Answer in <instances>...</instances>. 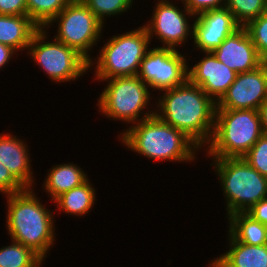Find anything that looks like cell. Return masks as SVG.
<instances>
[{
	"label": "cell",
	"instance_id": "obj_2",
	"mask_svg": "<svg viewBox=\"0 0 267 267\" xmlns=\"http://www.w3.org/2000/svg\"><path fill=\"white\" fill-rule=\"evenodd\" d=\"M133 152L155 161L192 162L201 149L183 131L161 120L156 114L130 125L119 137Z\"/></svg>",
	"mask_w": 267,
	"mask_h": 267
},
{
	"label": "cell",
	"instance_id": "obj_30",
	"mask_svg": "<svg viewBox=\"0 0 267 267\" xmlns=\"http://www.w3.org/2000/svg\"><path fill=\"white\" fill-rule=\"evenodd\" d=\"M0 15H27L26 0H0Z\"/></svg>",
	"mask_w": 267,
	"mask_h": 267
},
{
	"label": "cell",
	"instance_id": "obj_21",
	"mask_svg": "<svg viewBox=\"0 0 267 267\" xmlns=\"http://www.w3.org/2000/svg\"><path fill=\"white\" fill-rule=\"evenodd\" d=\"M228 231L238 242L247 245H266L267 226L253 219L246 212H238L227 217Z\"/></svg>",
	"mask_w": 267,
	"mask_h": 267
},
{
	"label": "cell",
	"instance_id": "obj_33",
	"mask_svg": "<svg viewBox=\"0 0 267 267\" xmlns=\"http://www.w3.org/2000/svg\"><path fill=\"white\" fill-rule=\"evenodd\" d=\"M258 111L262 123L263 134L267 136V99L262 103Z\"/></svg>",
	"mask_w": 267,
	"mask_h": 267
},
{
	"label": "cell",
	"instance_id": "obj_13",
	"mask_svg": "<svg viewBox=\"0 0 267 267\" xmlns=\"http://www.w3.org/2000/svg\"><path fill=\"white\" fill-rule=\"evenodd\" d=\"M193 19V42L201 52H212L241 26L226 8L209 10Z\"/></svg>",
	"mask_w": 267,
	"mask_h": 267
},
{
	"label": "cell",
	"instance_id": "obj_31",
	"mask_svg": "<svg viewBox=\"0 0 267 267\" xmlns=\"http://www.w3.org/2000/svg\"><path fill=\"white\" fill-rule=\"evenodd\" d=\"M253 219L267 226V198L261 199L247 212Z\"/></svg>",
	"mask_w": 267,
	"mask_h": 267
},
{
	"label": "cell",
	"instance_id": "obj_3",
	"mask_svg": "<svg viewBox=\"0 0 267 267\" xmlns=\"http://www.w3.org/2000/svg\"><path fill=\"white\" fill-rule=\"evenodd\" d=\"M6 198L5 221L11 240L29 247L44 260L56 240L52 211L42 204L33 188L6 195Z\"/></svg>",
	"mask_w": 267,
	"mask_h": 267
},
{
	"label": "cell",
	"instance_id": "obj_29",
	"mask_svg": "<svg viewBox=\"0 0 267 267\" xmlns=\"http://www.w3.org/2000/svg\"><path fill=\"white\" fill-rule=\"evenodd\" d=\"M178 1V0H177ZM184 6L194 15H200L203 12L221 9L226 6L227 0H180Z\"/></svg>",
	"mask_w": 267,
	"mask_h": 267
},
{
	"label": "cell",
	"instance_id": "obj_25",
	"mask_svg": "<svg viewBox=\"0 0 267 267\" xmlns=\"http://www.w3.org/2000/svg\"><path fill=\"white\" fill-rule=\"evenodd\" d=\"M83 3L105 25V18L122 15L133 6V0H82Z\"/></svg>",
	"mask_w": 267,
	"mask_h": 267
},
{
	"label": "cell",
	"instance_id": "obj_11",
	"mask_svg": "<svg viewBox=\"0 0 267 267\" xmlns=\"http://www.w3.org/2000/svg\"><path fill=\"white\" fill-rule=\"evenodd\" d=\"M172 3L170 0H158L153 6L151 20L143 25L150 41H153V37H157L156 39L163 45L156 47L177 49L178 46L188 42L187 38L193 39V23L190 24L188 19L195 16L184 3L182 10Z\"/></svg>",
	"mask_w": 267,
	"mask_h": 267
},
{
	"label": "cell",
	"instance_id": "obj_8",
	"mask_svg": "<svg viewBox=\"0 0 267 267\" xmlns=\"http://www.w3.org/2000/svg\"><path fill=\"white\" fill-rule=\"evenodd\" d=\"M48 30L40 28L27 49L34 63L56 83L75 81L89 70V61L72 47L60 41H50ZM48 38V39H47ZM47 40V41H45ZM49 40V41H48Z\"/></svg>",
	"mask_w": 267,
	"mask_h": 267
},
{
	"label": "cell",
	"instance_id": "obj_9",
	"mask_svg": "<svg viewBox=\"0 0 267 267\" xmlns=\"http://www.w3.org/2000/svg\"><path fill=\"white\" fill-rule=\"evenodd\" d=\"M57 21V22H56ZM56 22L57 33L53 37L68 47L74 48L88 61L90 50L97 46L102 35L104 24L83 3L82 0H72L46 27L48 29Z\"/></svg>",
	"mask_w": 267,
	"mask_h": 267
},
{
	"label": "cell",
	"instance_id": "obj_14",
	"mask_svg": "<svg viewBox=\"0 0 267 267\" xmlns=\"http://www.w3.org/2000/svg\"><path fill=\"white\" fill-rule=\"evenodd\" d=\"M194 66L187 67L188 81L200 88L216 103L224 96L235 81L237 73L221 63L212 52Z\"/></svg>",
	"mask_w": 267,
	"mask_h": 267
},
{
	"label": "cell",
	"instance_id": "obj_20",
	"mask_svg": "<svg viewBox=\"0 0 267 267\" xmlns=\"http://www.w3.org/2000/svg\"><path fill=\"white\" fill-rule=\"evenodd\" d=\"M96 201V189L89 178L81 185L64 192L53 202L59 211L68 215L85 216L90 213Z\"/></svg>",
	"mask_w": 267,
	"mask_h": 267
},
{
	"label": "cell",
	"instance_id": "obj_12",
	"mask_svg": "<svg viewBox=\"0 0 267 267\" xmlns=\"http://www.w3.org/2000/svg\"><path fill=\"white\" fill-rule=\"evenodd\" d=\"M267 99V62L258 68L239 73L216 109L259 110Z\"/></svg>",
	"mask_w": 267,
	"mask_h": 267
},
{
	"label": "cell",
	"instance_id": "obj_27",
	"mask_svg": "<svg viewBox=\"0 0 267 267\" xmlns=\"http://www.w3.org/2000/svg\"><path fill=\"white\" fill-rule=\"evenodd\" d=\"M243 158L267 178V136L263 134Z\"/></svg>",
	"mask_w": 267,
	"mask_h": 267
},
{
	"label": "cell",
	"instance_id": "obj_28",
	"mask_svg": "<svg viewBox=\"0 0 267 267\" xmlns=\"http://www.w3.org/2000/svg\"><path fill=\"white\" fill-rule=\"evenodd\" d=\"M26 188L13 176L3 163H0V193L6 195L19 193Z\"/></svg>",
	"mask_w": 267,
	"mask_h": 267
},
{
	"label": "cell",
	"instance_id": "obj_18",
	"mask_svg": "<svg viewBox=\"0 0 267 267\" xmlns=\"http://www.w3.org/2000/svg\"><path fill=\"white\" fill-rule=\"evenodd\" d=\"M39 29L27 15H0V43L10 46L17 53L28 49Z\"/></svg>",
	"mask_w": 267,
	"mask_h": 267
},
{
	"label": "cell",
	"instance_id": "obj_7",
	"mask_svg": "<svg viewBox=\"0 0 267 267\" xmlns=\"http://www.w3.org/2000/svg\"><path fill=\"white\" fill-rule=\"evenodd\" d=\"M102 82L108 84L101 92L96 105L99 109L98 112L104 114L105 117L133 125L155 115V109L153 111L152 109L151 111L144 110L150 106L152 94L149 86L137 75L115 77Z\"/></svg>",
	"mask_w": 267,
	"mask_h": 267
},
{
	"label": "cell",
	"instance_id": "obj_1",
	"mask_svg": "<svg viewBox=\"0 0 267 267\" xmlns=\"http://www.w3.org/2000/svg\"><path fill=\"white\" fill-rule=\"evenodd\" d=\"M162 92L163 95L155 103V114L183 131L202 150L213 135L217 103L200 86L188 80L183 85Z\"/></svg>",
	"mask_w": 267,
	"mask_h": 267
},
{
	"label": "cell",
	"instance_id": "obj_23",
	"mask_svg": "<svg viewBox=\"0 0 267 267\" xmlns=\"http://www.w3.org/2000/svg\"><path fill=\"white\" fill-rule=\"evenodd\" d=\"M72 0H26L27 16L45 28Z\"/></svg>",
	"mask_w": 267,
	"mask_h": 267
},
{
	"label": "cell",
	"instance_id": "obj_17",
	"mask_svg": "<svg viewBox=\"0 0 267 267\" xmlns=\"http://www.w3.org/2000/svg\"><path fill=\"white\" fill-rule=\"evenodd\" d=\"M228 251L211 260L208 267H267V244L247 245L238 242L229 232Z\"/></svg>",
	"mask_w": 267,
	"mask_h": 267
},
{
	"label": "cell",
	"instance_id": "obj_16",
	"mask_svg": "<svg viewBox=\"0 0 267 267\" xmlns=\"http://www.w3.org/2000/svg\"><path fill=\"white\" fill-rule=\"evenodd\" d=\"M27 144L17 135L0 133V163H3L25 188H34L35 177L31 169V154Z\"/></svg>",
	"mask_w": 267,
	"mask_h": 267
},
{
	"label": "cell",
	"instance_id": "obj_22",
	"mask_svg": "<svg viewBox=\"0 0 267 267\" xmlns=\"http://www.w3.org/2000/svg\"><path fill=\"white\" fill-rule=\"evenodd\" d=\"M43 261L32 249L13 240L0 248V267H41Z\"/></svg>",
	"mask_w": 267,
	"mask_h": 267
},
{
	"label": "cell",
	"instance_id": "obj_6",
	"mask_svg": "<svg viewBox=\"0 0 267 267\" xmlns=\"http://www.w3.org/2000/svg\"><path fill=\"white\" fill-rule=\"evenodd\" d=\"M150 38L142 25L135 30L114 35L100 48L99 56L89 61V71L95 67V80L135 76L150 48ZM96 64V65H94Z\"/></svg>",
	"mask_w": 267,
	"mask_h": 267
},
{
	"label": "cell",
	"instance_id": "obj_10",
	"mask_svg": "<svg viewBox=\"0 0 267 267\" xmlns=\"http://www.w3.org/2000/svg\"><path fill=\"white\" fill-rule=\"evenodd\" d=\"M187 59L177 49L153 47L141 61L137 76L150 89L160 92L183 85L188 80Z\"/></svg>",
	"mask_w": 267,
	"mask_h": 267
},
{
	"label": "cell",
	"instance_id": "obj_26",
	"mask_svg": "<svg viewBox=\"0 0 267 267\" xmlns=\"http://www.w3.org/2000/svg\"><path fill=\"white\" fill-rule=\"evenodd\" d=\"M244 28L247 30L261 59L267 62V12L249 21Z\"/></svg>",
	"mask_w": 267,
	"mask_h": 267
},
{
	"label": "cell",
	"instance_id": "obj_15",
	"mask_svg": "<svg viewBox=\"0 0 267 267\" xmlns=\"http://www.w3.org/2000/svg\"><path fill=\"white\" fill-rule=\"evenodd\" d=\"M212 53L237 74L252 71L264 63L244 27L228 36Z\"/></svg>",
	"mask_w": 267,
	"mask_h": 267
},
{
	"label": "cell",
	"instance_id": "obj_4",
	"mask_svg": "<svg viewBox=\"0 0 267 267\" xmlns=\"http://www.w3.org/2000/svg\"><path fill=\"white\" fill-rule=\"evenodd\" d=\"M263 135L258 110L216 109L215 126L205 147L213 158H243Z\"/></svg>",
	"mask_w": 267,
	"mask_h": 267
},
{
	"label": "cell",
	"instance_id": "obj_24",
	"mask_svg": "<svg viewBox=\"0 0 267 267\" xmlns=\"http://www.w3.org/2000/svg\"><path fill=\"white\" fill-rule=\"evenodd\" d=\"M225 7L233 14L235 21L244 27L267 12V0H227Z\"/></svg>",
	"mask_w": 267,
	"mask_h": 267
},
{
	"label": "cell",
	"instance_id": "obj_19",
	"mask_svg": "<svg viewBox=\"0 0 267 267\" xmlns=\"http://www.w3.org/2000/svg\"><path fill=\"white\" fill-rule=\"evenodd\" d=\"M47 173L42 186H44L43 190L50 195L51 201L88 179V175L82 168L70 162L54 165Z\"/></svg>",
	"mask_w": 267,
	"mask_h": 267
},
{
	"label": "cell",
	"instance_id": "obj_5",
	"mask_svg": "<svg viewBox=\"0 0 267 267\" xmlns=\"http://www.w3.org/2000/svg\"><path fill=\"white\" fill-rule=\"evenodd\" d=\"M213 168L220 181L226 214L247 212L267 198V178L251 167L244 158H214Z\"/></svg>",
	"mask_w": 267,
	"mask_h": 267
},
{
	"label": "cell",
	"instance_id": "obj_32",
	"mask_svg": "<svg viewBox=\"0 0 267 267\" xmlns=\"http://www.w3.org/2000/svg\"><path fill=\"white\" fill-rule=\"evenodd\" d=\"M14 55H16V51L13 48L0 43V70L9 64Z\"/></svg>",
	"mask_w": 267,
	"mask_h": 267
}]
</instances>
